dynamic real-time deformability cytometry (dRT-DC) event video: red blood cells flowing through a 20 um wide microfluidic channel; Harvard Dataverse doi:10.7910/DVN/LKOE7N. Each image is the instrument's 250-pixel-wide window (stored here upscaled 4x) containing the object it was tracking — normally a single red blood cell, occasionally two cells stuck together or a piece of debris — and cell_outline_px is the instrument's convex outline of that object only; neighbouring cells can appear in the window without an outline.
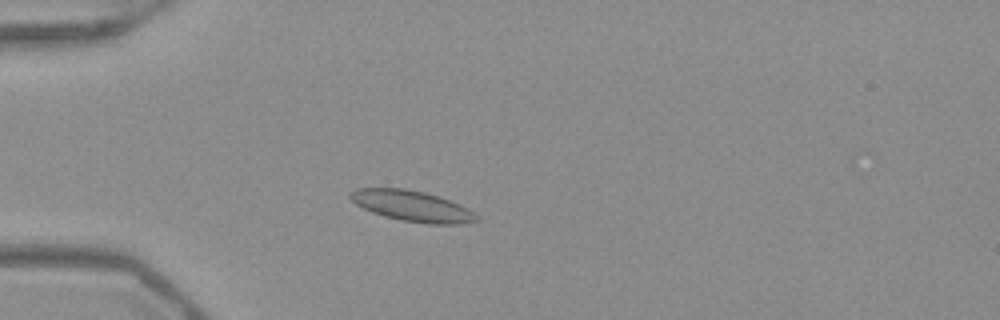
{"species": "Egyptian fruit bat (a non-hibernating species)", "species_latin": "Rousettus aegyptiacus", "temperature_condition": "warm", "stored_images_in_passage": 49, "camera_frame_rate_fps": 3000, "um_per_image_px": 0.085, "frame": {"image": 1, "passage_image": 11, "time_ms": 3.333, "image_size_px": [1000, 320], "cell_outline_px": [[480, 220], [460, 224], [428, 224], [400, 220], [384, 216], [372, 212], [356, 204], [348, 196], [348, 192], [356, 188], [404, 188], [424, 192], [440, 196], [468, 208], [480, 216]], "centroid_in_image_um": [35.04, 17.51], "position_along_channel_um": 50.0, "area_um2": 22.83}}
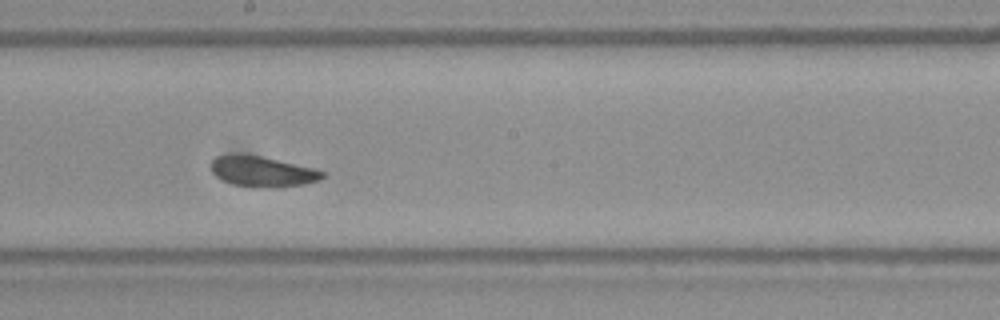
{"frame": {"image": 2, "passage_image": 26, "time_ms": 8.333, "image_size_px": [1000, 320], "cell_outline_px": [[324, 176], [320, 180], [304, 184], [280, 188], [264, 188], [232, 184], [216, 176], [212, 172], [212, 160], [216, 156], [260, 156], [316, 168], [324, 172]], "centroid_in_image_um": [22.38, 14.61], "position_along_channel_um": 225.8, "area_um2": 19.48}}
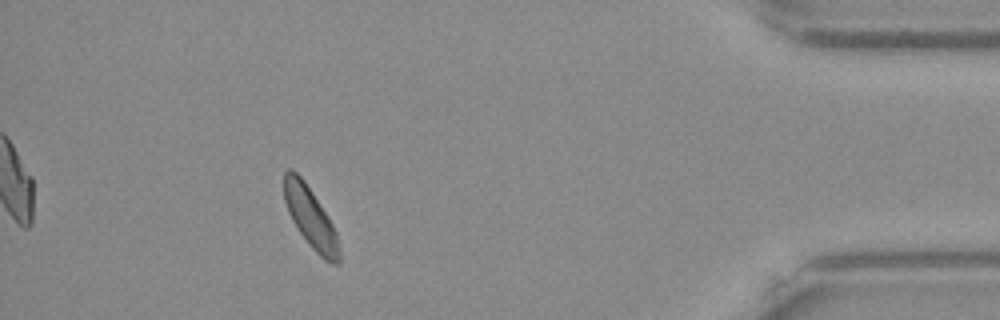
{"frame": {"image": 3, "passage_image": 44, "time_ms": 14.333, "image_size_px": [1000, 320], "cell_outline_px": [[340, 264], [332, 264], [324, 260], [312, 248], [300, 232], [292, 220], [288, 212], [284, 200], [284, 172], [288, 168], [292, 168], [304, 180], [312, 192], [332, 224], [336, 232], [340, 252]], "centroid_in_image_um": [26.39, 18.5], "position_along_channel_um": 408.8, "area_um2": 19.25}, "authors_computed_cell_mechanics": {"area_um2": 19.7676, "velocity_mm_per_s": 3.8608, "shape_relaxation_time_tau1_ms": 9.6806, "shape_relaxation_time_tau2_ms": null, "deformation_change_tau1": 0.1304, "deformation_change_tau2": null}}